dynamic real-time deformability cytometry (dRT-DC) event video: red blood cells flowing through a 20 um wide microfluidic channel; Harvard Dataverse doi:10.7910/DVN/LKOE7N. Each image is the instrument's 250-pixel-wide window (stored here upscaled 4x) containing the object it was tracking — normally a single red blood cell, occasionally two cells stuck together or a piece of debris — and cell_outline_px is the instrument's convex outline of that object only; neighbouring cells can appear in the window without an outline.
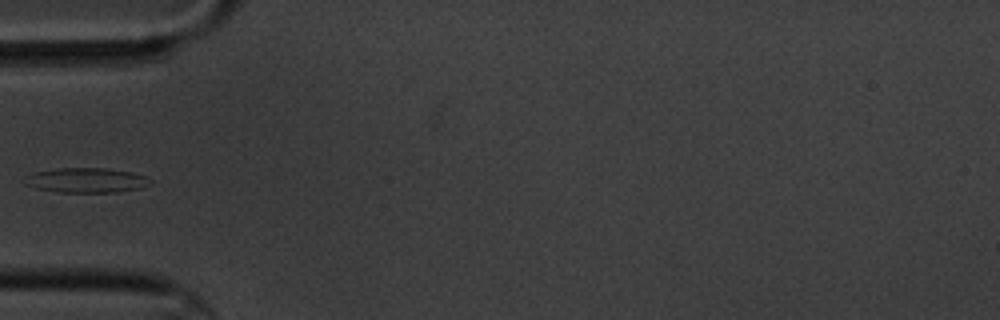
{"species": "common noctule bat (a hibernating species)", "species_latin": "Nyctalus noctula", "temperature_condition": "cold", "stored_images_in_passage": 5, "camera_frame_rate_fps": 3000, "um_per_image_px": 0.085, "animal": {"sex": "male", "body_mass_g": 20.1, "forearm_length_mm": 53.5}, "frame": {"image": 1, "passage_image": 5, "time_ms": 4.667, "image_size_px": [1000, 320], "cell_outline_px": [[152, 184], [140, 188], [120, 192], [60, 192], [36, 188], [24, 184], [24, 176], [36, 172], [56, 168], [108, 168], [132, 172], [144, 176], [152, 180]], "centroid_in_image_um": [7.35, 15.32], "position_along_channel_um": 77.6, "area_um2": 18.26}}